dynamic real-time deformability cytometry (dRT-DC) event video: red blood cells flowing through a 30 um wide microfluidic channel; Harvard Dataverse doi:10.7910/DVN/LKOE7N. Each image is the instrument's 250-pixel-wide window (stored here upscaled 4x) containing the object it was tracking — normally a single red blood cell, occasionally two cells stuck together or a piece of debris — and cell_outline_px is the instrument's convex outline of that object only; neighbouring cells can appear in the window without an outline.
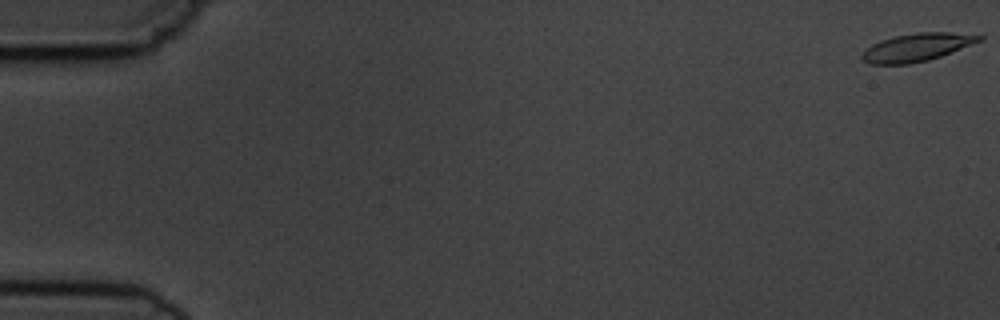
{"species": "common noctule bat (a hibernating species)", "species_latin": "Nyctalus noctula", "temperature_condition": "cold", "stored_images_in_passage": 6, "camera_frame_rate_fps": 3000, "um_per_image_px": 0.085, "animal": {"sex": "male", "body_mass_g": 19.5, "forearm_length_mm": 54.6}, "frame": {"image": 1, "passage_image": 1, "time_ms": 0.0, "image_size_px": [1000, 320], "cell_outline_px": [[984, 40], [940, 56], [928, 60], [908, 64], [868, 64], [860, 56], [872, 44], [880, 40], [896, 36], [916, 32], [948, 32], [984, 36]], "centroid_in_image_um": [77.94, 4.02], "position_along_channel_um": 7.1, "area_um2": 18.9}}
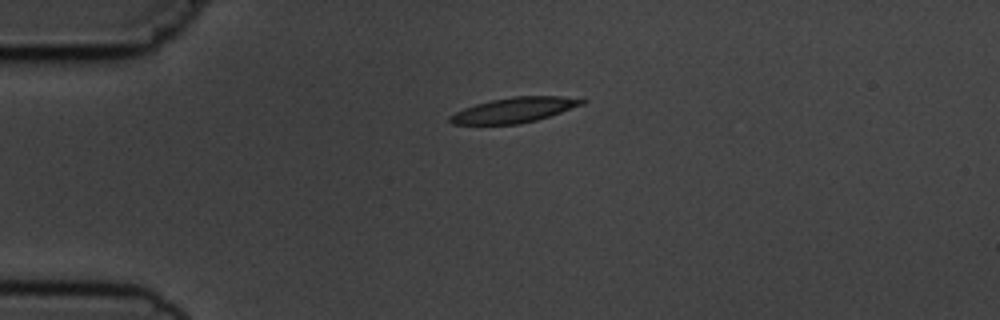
{"frame": {"image": 2, "passage_image": 4, "time_ms": 4.333, "image_size_px": [1000, 320], "cell_outline_px": [[588, 100], [584, 104], [536, 120], [520, 124], [452, 124], [448, 120], [448, 116], [464, 108], [476, 104], [492, 100], [512, 96], [560, 96]], "centroid_in_image_um": [43.69, 9.35], "position_along_channel_um": 41.3, "area_um2": 19.13}}
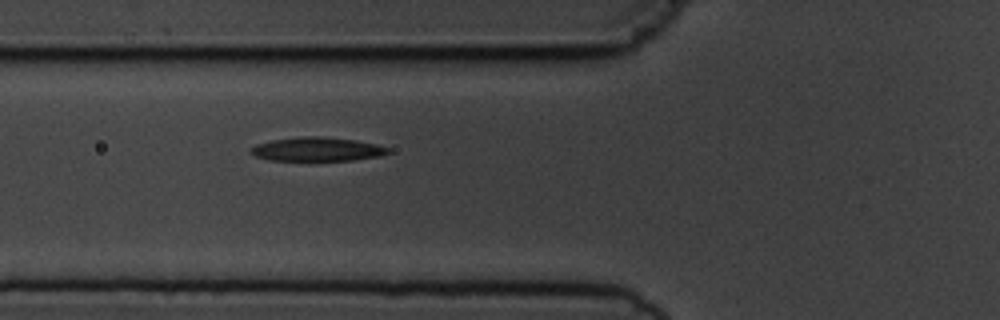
{"frame": {"image": 3, "passage_image": 6, "time_ms": 6.667, "image_size_px": [1000, 320], "cell_outline_px": [[392, 152], [380, 156], [352, 160], [268, 160], [256, 156], [248, 152], [256, 144], [272, 140], [300, 136], [320, 136], [356, 140], [376, 144], [388, 148]], "centroid_in_image_um": [26.96, 12.68], "position_along_channel_um": 98.8, "area_um2": 19.07}}